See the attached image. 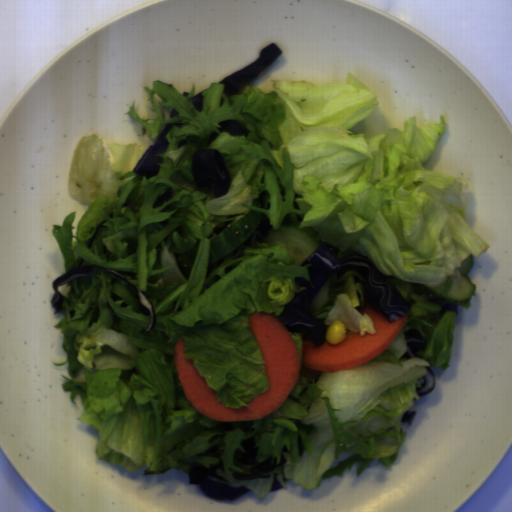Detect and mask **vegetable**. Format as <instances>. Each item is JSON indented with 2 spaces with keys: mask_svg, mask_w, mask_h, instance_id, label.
I'll return each mask as SVG.
<instances>
[{
  "mask_svg": "<svg viewBox=\"0 0 512 512\" xmlns=\"http://www.w3.org/2000/svg\"><path fill=\"white\" fill-rule=\"evenodd\" d=\"M264 93L254 84L227 97L225 85L203 91L201 111L175 86L152 81L148 93L156 114L141 119L132 101L124 113L141 124L140 135L156 139L168 124L166 152L148 179L134 168L145 151L138 143H112L82 137L73 153L68 187L89 208L73 226L67 214L52 235L62 253L65 275L81 267L93 272L60 285L63 314L54 328L67 353L53 366L67 365L62 389L70 401L80 395L78 422L97 434L100 461L145 476L170 470L188 475L191 466L221 462L228 483L263 499L274 474L286 490L292 480L312 490L355 463L360 477L370 464L391 469L405 440L401 419L421 396L427 367L447 370L454 342L455 312L438 314L441 298L419 291L417 283L449 291L464 261L489 244L467 222V182L456 175L424 169L440 143L444 115L437 123L365 137L352 128L380 103L352 74L345 83L316 85L307 80L273 79ZM180 114L169 117L170 109ZM246 123L252 133L235 138L219 133L217 122ZM211 131L218 137L207 147ZM219 150L227 161V195L212 197L196 187L191 157L201 149ZM175 195L159 208V194ZM263 209L253 207L259 197ZM261 212L260 224L223 260L208 267L211 239L248 211ZM106 221L91 248L96 227ZM318 230L323 244L339 248L338 258L369 257L411 307L404 328L380 355L339 372L301 364L304 338L290 333L299 357V377L284 403L259 420L215 422L193 406L176 373L174 346L185 340L186 358L214 388L219 403L246 407L269 388L249 314L279 315L294 292L309 282V270L293 264L282 246L261 245L270 230L289 222ZM186 279L175 259L197 248ZM153 303L156 325L145 332L150 312L135 288ZM414 328L427 351L406 358L403 332ZM257 441V462L285 464L270 477L233 479V452L242 439Z\"/></svg>",
  "mask_w": 512,
  "mask_h": 512,
  "instance_id": "vegetable-1",
  "label": "vegetable"
},
{
  "mask_svg": "<svg viewBox=\"0 0 512 512\" xmlns=\"http://www.w3.org/2000/svg\"><path fill=\"white\" fill-rule=\"evenodd\" d=\"M335 283L336 294L330 306L320 312H306L328 330L335 321H341L346 331L359 333L366 332L376 334L373 322L367 314H361L369 306L368 298L362 286L365 282L363 276L358 273H345L340 278L337 275L331 277Z\"/></svg>",
  "mask_w": 512,
  "mask_h": 512,
  "instance_id": "vegetable-2",
  "label": "vegetable"
},
{
  "mask_svg": "<svg viewBox=\"0 0 512 512\" xmlns=\"http://www.w3.org/2000/svg\"><path fill=\"white\" fill-rule=\"evenodd\" d=\"M463 306L464 309H470L472 307V303L471 301L469 300L468 302L464 303V304H461Z\"/></svg>",
  "mask_w": 512,
  "mask_h": 512,
  "instance_id": "vegetable-3",
  "label": "vegetable"
},
{
  "mask_svg": "<svg viewBox=\"0 0 512 512\" xmlns=\"http://www.w3.org/2000/svg\"><path fill=\"white\" fill-rule=\"evenodd\" d=\"M472 287H473V290H472L471 295H473L474 297H476V295H477V294H476V288H477V285H472Z\"/></svg>",
  "mask_w": 512,
  "mask_h": 512,
  "instance_id": "vegetable-4",
  "label": "vegetable"
}]
</instances>
